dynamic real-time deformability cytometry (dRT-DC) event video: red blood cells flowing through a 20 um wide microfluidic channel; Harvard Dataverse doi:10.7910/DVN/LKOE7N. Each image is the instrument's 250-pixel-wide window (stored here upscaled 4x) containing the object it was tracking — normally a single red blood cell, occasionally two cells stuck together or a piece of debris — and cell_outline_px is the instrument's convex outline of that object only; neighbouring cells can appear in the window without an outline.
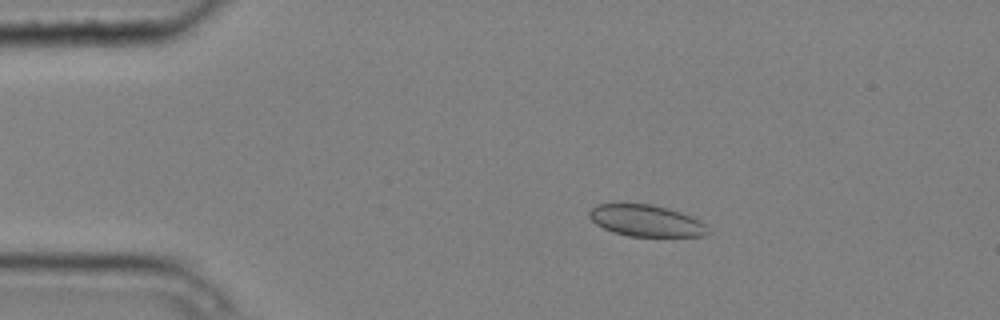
{"species": "common noctule bat (a hibernating species)", "species_latin": "Nyctalus noctula", "temperature_condition": "cold", "stored_images_in_passage": 5, "camera_frame_rate_fps": 3000, "um_per_image_px": 0.085, "animal": {"sex": "male", "body_mass_g": 20.4}, "frame": {"image": 1, "passage_image": 3, "time_ms": 0.667, "image_size_px": [1000, 320], "cell_outline_px": [[712, 232], [704, 236], [628, 236], [612, 232], [596, 224], [588, 216], [588, 212], [596, 204], [652, 204], [668, 208], [692, 216], [700, 220]], "centroid_in_image_um": [54.94, 18.76], "position_along_channel_um": 30.1, "area_um2": 21.91}}
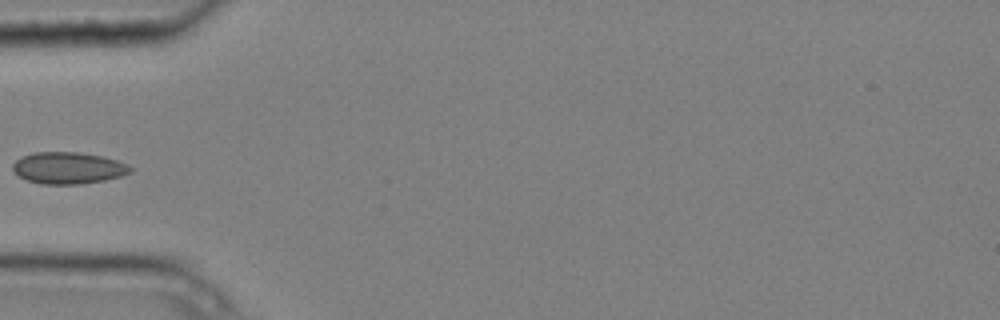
{"frame": {"image": 2, "passage_image": 5, "time_ms": 1.333, "image_size_px": [1000, 320], "cell_outline_px": [[132, 172], [120, 176], [104, 180], [80, 184], [40, 184], [28, 180], [12, 172], [12, 164], [16, 160], [24, 156], [36, 152], [80, 152], [104, 156], [128, 164], [132, 168]], "centroid_in_image_um": [5.81, 14.27], "position_along_channel_um": 79.2, "area_um2": 21.79}}